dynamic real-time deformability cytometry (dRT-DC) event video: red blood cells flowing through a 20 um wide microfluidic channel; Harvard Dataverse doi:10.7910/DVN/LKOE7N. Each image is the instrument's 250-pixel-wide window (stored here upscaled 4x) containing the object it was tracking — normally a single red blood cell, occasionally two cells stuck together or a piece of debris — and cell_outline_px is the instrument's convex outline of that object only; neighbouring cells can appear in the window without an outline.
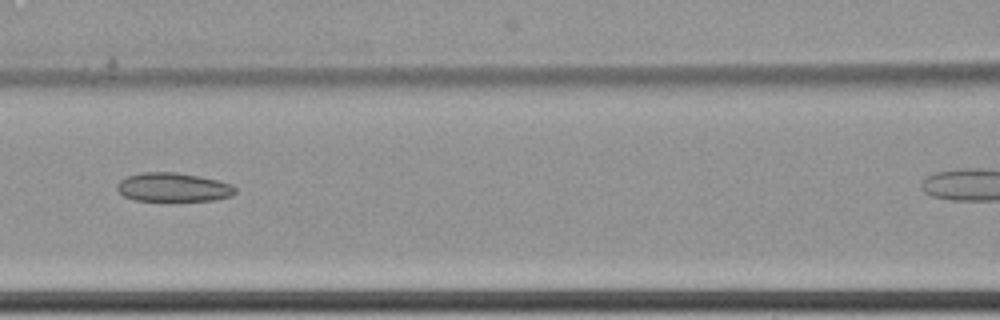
{"species": "common noctule bat (a hibernating species)", "species_latin": "Nyctalus noctula", "temperature_condition": "cold", "stored_images_in_passage": 8, "camera_frame_rate_fps": 3000, "um_per_image_px": 0.085, "animal": {"sex": "female", "body_mass_g": 22.7, "forearm_length_mm": 54.2}, "frame": {"image": 1, "passage_image": 7, "time_ms": 2.0, "image_size_px": [1000, 320], "cell_outline_px": [[236, 192], [232, 196], [216, 200], [136, 200], [124, 196], [116, 188], [116, 184], [120, 180], [128, 176], [144, 172], [176, 172], [200, 176], [220, 180], [232, 184], [236, 188]], "centroid_in_image_um": [14.76, 15.9], "position_along_channel_um": 151.8, "area_um2": 19.88}}